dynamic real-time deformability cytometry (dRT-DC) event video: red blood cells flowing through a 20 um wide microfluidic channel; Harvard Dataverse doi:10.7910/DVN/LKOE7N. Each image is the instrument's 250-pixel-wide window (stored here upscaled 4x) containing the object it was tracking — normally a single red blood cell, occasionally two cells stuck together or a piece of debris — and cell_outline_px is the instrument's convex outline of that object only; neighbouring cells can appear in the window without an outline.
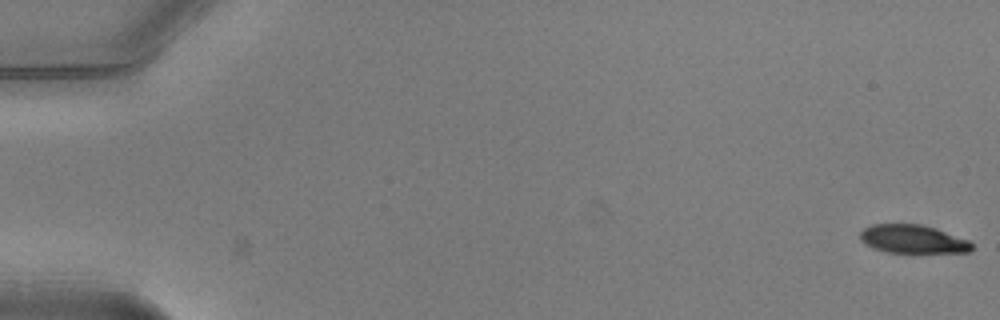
{"species": "common noctule bat (a hibernating species)", "species_latin": "Nyctalus noctula", "temperature_condition": "warm", "stored_images_in_passage": 53, "camera_frame_rate_fps": 3000, "um_per_image_px": 0.085, "animal": {"sex": "male", "body_mass_g": 20.5, "forearm_length_mm": 52.5}, "frame": {"image": 1, "passage_image": 1, "time_ms": 0.0, "image_size_px": [1000, 320], "cell_outline_px": [[972, 252], [888, 252], [872, 248], [864, 244], [860, 240], [860, 232], [864, 228], [872, 224], [920, 224], [936, 228], [968, 240], [972, 244]], "centroid_in_image_um": [77.56, 20.32], "position_along_channel_um": 7.4, "area_um2": 18.44}}
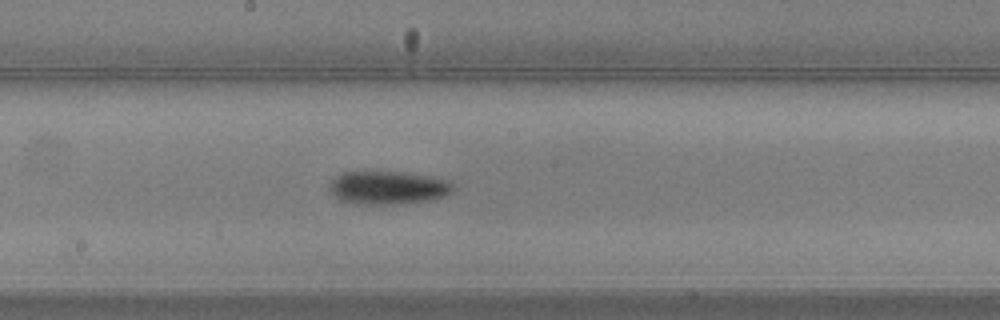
{"frame": {"image": 2, "passage_image": 29, "time_ms": 9.333, "image_size_px": [1000, 320], "cell_outline_px": [[452, 192], [444, 196], [432, 200], [384, 204], [352, 204], [340, 200], [328, 188], [328, 184], [336, 176], [344, 172], [404, 172], [436, 176], [452, 180]], "centroid_in_image_um": [33.01, 15.94], "position_along_channel_um": 215.2, "area_um2": 24.1}}
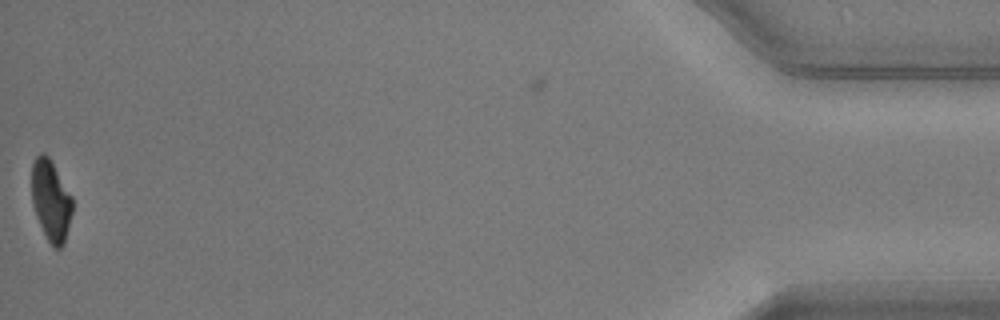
{"frame": {"image": 3, "passage_image": 52, "time_ms": 17.0, "image_size_px": [1000, 320], "cell_outline_px": [[72, 212], [64, 244], [60, 248], [52, 248], [36, 216], [32, 204], [32, 164], [36, 156], [40, 152], [44, 152], [48, 156], [72, 196]], "centroid_in_image_um": [4.32, 17.04], "position_along_channel_um": 430.9, "area_um2": 19.07}, "authors_computed_cell_mechanics": {"area_um2": 21.964, "velocity_mm_per_s": 3.9888, "shape_relaxation_time_tau1_ms": 1.7155, "shape_relaxation_time_tau2_ms": null, "deformation_change_tau1": 0.1477, "deformation_change_tau2": null}}